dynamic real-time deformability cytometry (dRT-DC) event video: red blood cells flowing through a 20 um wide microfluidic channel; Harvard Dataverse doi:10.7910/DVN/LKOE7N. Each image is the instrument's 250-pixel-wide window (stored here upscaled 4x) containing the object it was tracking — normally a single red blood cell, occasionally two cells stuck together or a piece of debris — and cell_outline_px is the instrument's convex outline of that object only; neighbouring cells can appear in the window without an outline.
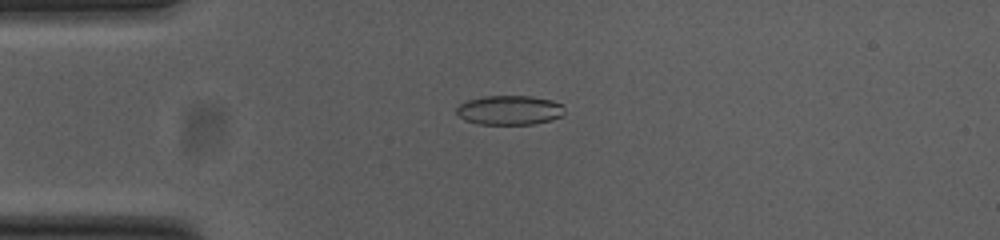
{"species": "common noctule bat (a hibernating species)", "species_latin": "Nyctalus noctula", "temperature_condition": "cold", "stored_images_in_passage": 53, "camera_frame_rate_fps": 3000, "um_per_image_px": 0.085, "animal": {"sex": "female", "body_mass_g": 23.0, "forearm_length_mm": 53.4}, "frame": {"image": 1, "passage_image": 13, "time_ms": 4.0, "image_size_px": [1000, 240], "cell_outline_px": [[564, 112], [560, 116], [552, 120], [532, 124], [480, 124], [464, 120], [456, 112], [456, 108], [460, 104], [468, 100], [484, 96], [532, 96], [552, 100], [560, 104], [564, 108]], "centroid_in_image_um": [43.3, 9.36], "position_along_channel_um": 41.7, "area_um2": 18.44}}
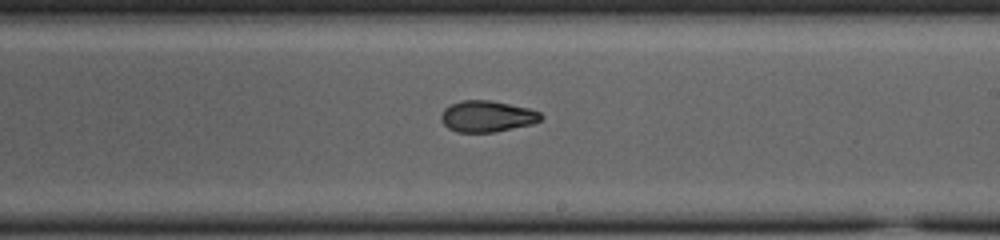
{"frame": {"image": 2, "passage_image": 31, "time_ms": 10.0, "image_size_px": [1000, 240], "cell_outline_px": [[544, 116], [540, 120], [532, 124], [496, 132], [456, 132], [448, 128], [440, 120], [440, 116], [444, 108], [460, 100], [488, 100], [528, 108], [540, 112]], "centroid_in_image_um": [41.38, 9.89], "position_along_channel_um": 247.6, "area_um2": 18.21}}
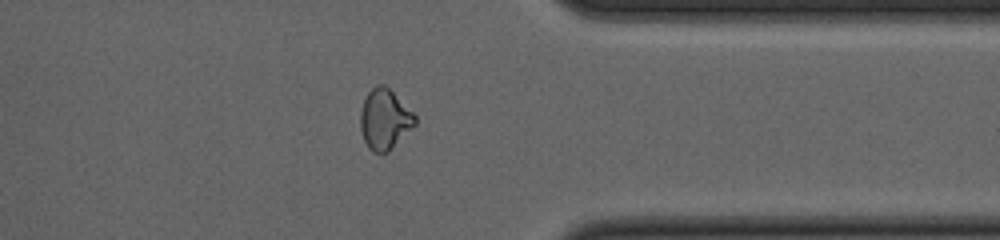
{"frame": {"image": 3, "passage_image": 42, "time_ms": 13.667, "image_size_px": [1000, 240], "cell_outline_px": [[416, 124], [388, 152], [372, 152], [368, 148], [364, 140], [360, 128], [360, 112], [364, 100], [368, 92], [376, 84], [384, 84], [416, 116]], "centroid_in_image_um": [32.67, 10.15], "position_along_channel_um": 378.7, "area_um2": 18.96}, "authors_computed_cell_mechanics": {"area_um2": 18.9584, "velocity_mm_per_s": 3.8096, "shape_relaxation_time_tau1_ms": 4.3803, "shape_relaxation_time_tau2_ms": 3.6991, "deformation_change_tau1": 0.1576, "deformation_change_tau2": 0.0787}}